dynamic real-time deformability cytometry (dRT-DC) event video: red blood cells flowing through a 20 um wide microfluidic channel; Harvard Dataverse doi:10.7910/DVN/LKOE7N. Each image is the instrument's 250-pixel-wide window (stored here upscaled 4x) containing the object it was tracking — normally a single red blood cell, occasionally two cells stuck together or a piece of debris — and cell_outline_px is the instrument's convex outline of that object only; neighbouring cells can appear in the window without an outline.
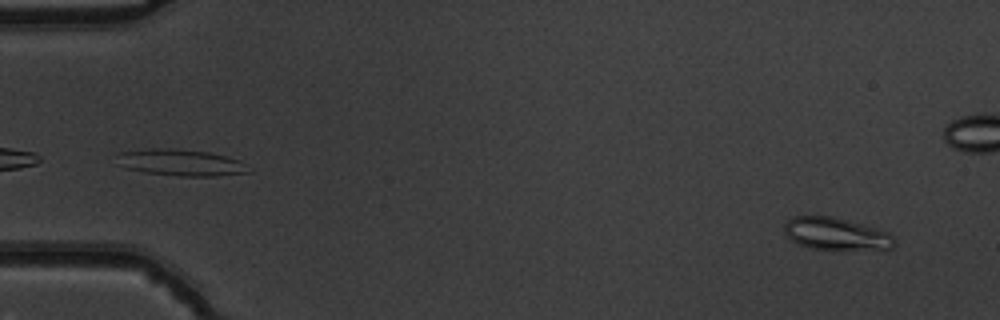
{"species": "common noctule bat (a hibernating species)", "species_latin": "Nyctalus noctula", "temperature_condition": "warm", "stored_images_in_passage": 53, "camera_frame_rate_fps": 3000, "um_per_image_px": 0.085, "animal": {"sex": "male", "body_mass_g": 19.5, "forearm_length_mm": 54.6}, "frame": {"image": 1, "passage_image": 3, "time_ms": 0.667, "image_size_px": [1000, 320], "cell_outline_px": [[896, 244], [892, 248], [808, 248], [796, 244], [784, 232], [784, 224], [792, 216], [832, 216], [888, 232], [896, 240]], "centroid_in_image_um": [71.0, 19.85], "position_along_channel_um": 14.0, "area_um2": 20.17}}
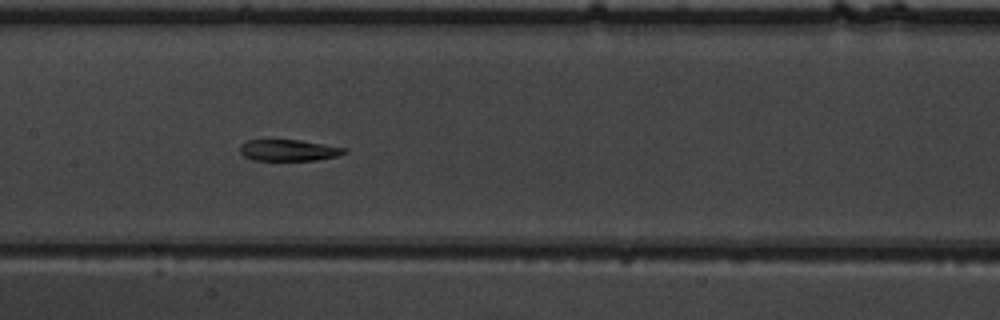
{"frame": {"image": 2, "passage_image": 26, "time_ms": 8.333, "image_size_px": [1000, 320], "cell_outline_px": [[348, 148], [344, 152], [336, 156], [316, 160], [252, 160], [244, 156], [240, 152], [240, 148], [248, 140], [300, 140]], "centroid_in_image_um": [24.54, 12.77], "position_along_channel_um": 182.9, "area_um2": 12.77}}
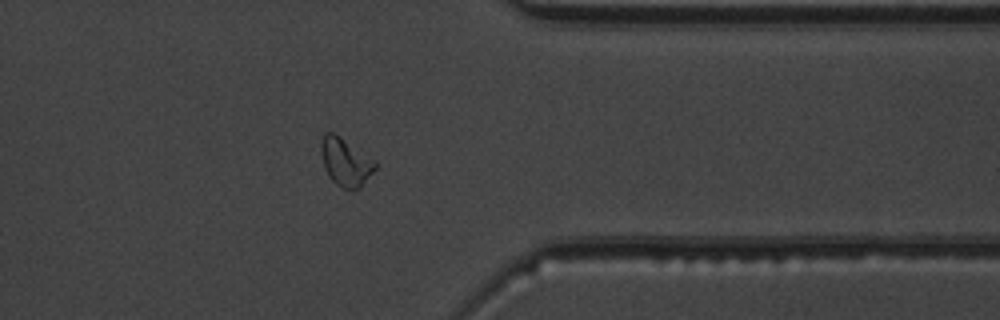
{"frame": {"image": 3, "passage_image": 42, "time_ms": 13.667, "image_size_px": [1000, 320], "cell_outline_px": [[376, 168], [360, 188], [352, 192], [340, 188], [328, 176], [324, 168], [320, 152], [320, 144], [324, 132], [332, 132], [340, 136], [376, 160]], "centroid_in_image_um": [29.36, 13.79], "position_along_channel_um": 382.0, "area_um2": 15.55}, "authors_computed_cell_mechanics": {"area_um2": 15.317, "velocity_mm_per_s": 3.8845, "shape_relaxation_time_tau1_ms": null, "shape_relaxation_time_tau2_ms": 5.3093, "deformation_change_tau1": null, "deformation_change_tau2": 0.1184}}